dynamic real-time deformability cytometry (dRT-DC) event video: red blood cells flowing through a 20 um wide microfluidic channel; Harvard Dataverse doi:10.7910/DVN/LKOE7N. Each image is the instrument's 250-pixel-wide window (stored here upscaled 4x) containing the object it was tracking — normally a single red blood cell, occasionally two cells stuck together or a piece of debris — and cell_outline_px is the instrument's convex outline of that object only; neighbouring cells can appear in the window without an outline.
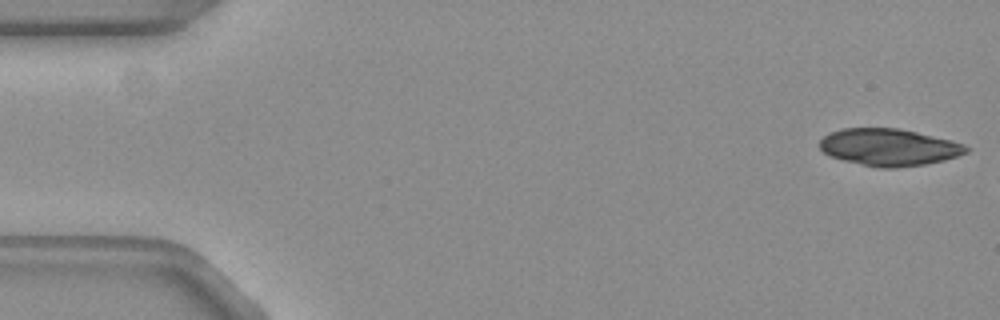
{"species": "common noctule bat (a hibernating species)", "species_latin": "Nyctalus noctula", "temperature_condition": "warm", "stored_images_in_passage": 7, "camera_frame_rate_fps": 3000, "um_per_image_px": 0.085, "animal": {"sex": "female", "body_mass_g": 19.3, "forearm_length_mm": 54.1}, "frame": {"image": 1, "passage_image": 1, "time_ms": 0.0, "image_size_px": [1000, 320], "cell_outline_px": [[968, 152], [944, 160], [924, 164], [896, 168], [880, 168], [844, 160], [832, 156], [824, 152], [820, 148], [820, 140], [828, 132], [840, 128], [896, 128], [916, 132], [964, 144], [968, 148]], "centroid_in_image_um": [75.53, 12.51], "position_along_channel_um": 9.5, "area_um2": 31.27}}